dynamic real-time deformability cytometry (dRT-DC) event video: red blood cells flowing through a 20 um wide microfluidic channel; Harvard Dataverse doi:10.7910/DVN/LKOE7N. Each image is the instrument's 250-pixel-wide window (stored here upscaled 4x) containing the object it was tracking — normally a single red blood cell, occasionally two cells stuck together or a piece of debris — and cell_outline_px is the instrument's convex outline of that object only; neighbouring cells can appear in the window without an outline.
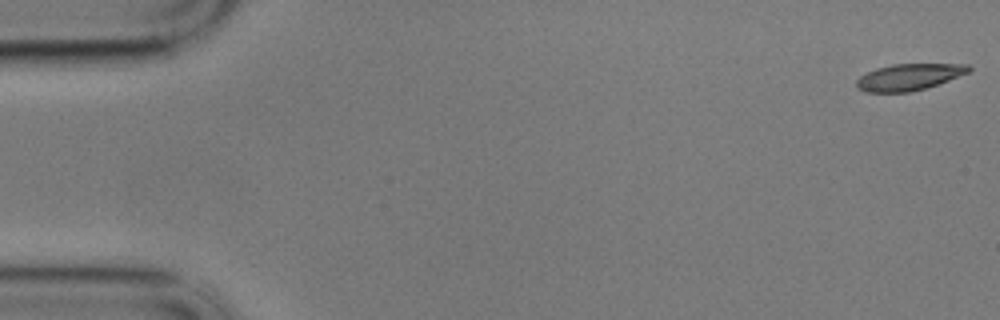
{"species": "common noctule bat (a hibernating species)", "species_latin": "Nyctalus noctula", "temperature_condition": "cold", "stored_images_in_passage": 17, "camera_frame_rate_fps": 3000, "um_per_image_px": 0.085, "animal": {"sex": "male", "body_mass_g": 17.9}, "frame": {"image": 1, "passage_image": 1, "time_ms": 0.0, "image_size_px": [1000, 320], "cell_outline_px": [[972, 68], [968, 72], [948, 80], [924, 88], [908, 92], [864, 92], [856, 88], [856, 80], [860, 76], [876, 68], [892, 64], [968, 64]], "centroid_in_image_um": [77.21, 6.54], "position_along_channel_um": 7.8, "area_um2": 17.17}}
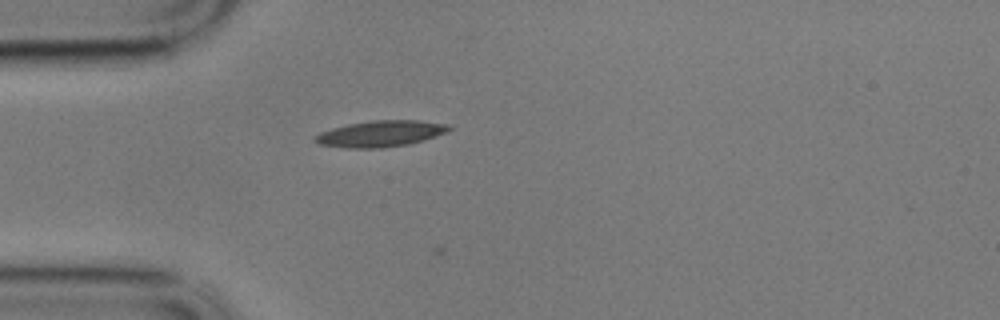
{"frame": {"image": 2, "passage_image": 16, "time_ms": 5.0, "image_size_px": [1000, 320], "cell_outline_px": [[452, 128], [448, 132], [424, 140], [408, 144], [380, 148], [348, 148], [316, 144], [312, 140], [312, 136], [320, 132], [332, 128], [348, 124], [372, 120], [416, 120], [452, 124]], "centroid_in_image_um": [32.33, 11.36], "position_along_channel_um": 52.7, "area_um2": 20.75}}